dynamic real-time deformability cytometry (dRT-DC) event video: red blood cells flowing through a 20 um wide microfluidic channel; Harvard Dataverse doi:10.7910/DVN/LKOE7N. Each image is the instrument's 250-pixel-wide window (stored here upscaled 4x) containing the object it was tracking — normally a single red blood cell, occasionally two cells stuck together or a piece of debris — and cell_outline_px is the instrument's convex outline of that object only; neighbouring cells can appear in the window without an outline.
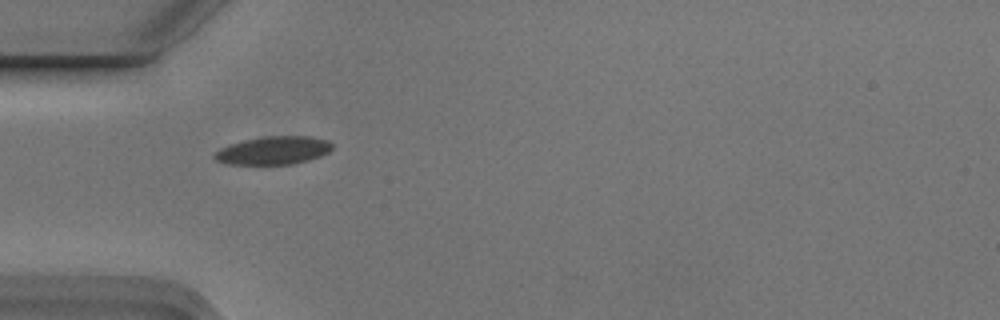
{"species": "Egyptian fruit bat (a non-hibernating species)", "species_latin": "Rousettus aegyptiacus", "temperature_condition": "cold", "stored_images_in_passage": 6, "camera_frame_rate_fps": 3000, "um_per_image_px": 0.085, "animal": {"sex": "male"}, "frame": {"image": 1, "passage_image": 5, "time_ms": 1.333, "image_size_px": [1000, 320], "cell_outline_px": [[332, 148], [328, 152], [320, 156], [308, 160], [292, 164], [224, 164], [216, 160], [212, 156], [220, 148], [244, 140], [264, 136], [312, 136], [328, 140], [332, 144]], "centroid_in_image_um": [23.24, 12.78], "position_along_channel_um": 61.8, "area_um2": 19.25}}
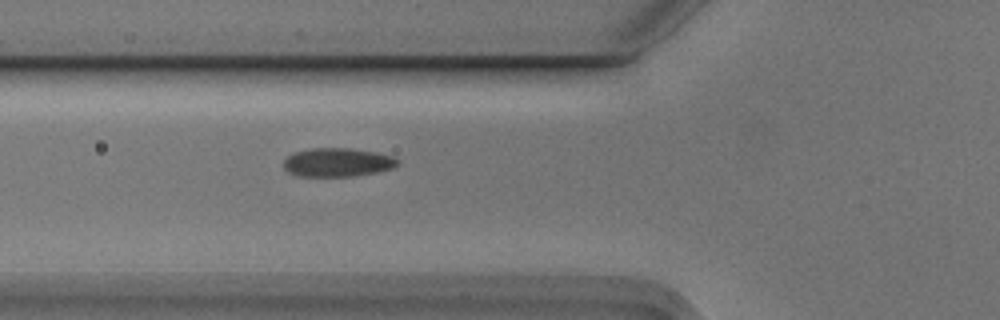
{"frame": {"image": 2, "passage_image": 6, "time_ms": 1.667, "image_size_px": [1000, 320], "cell_outline_px": [[400, 164], [392, 168], [376, 172], [352, 176], [296, 176], [288, 172], [284, 168], [284, 160], [288, 156], [296, 152], [312, 148], [348, 148], [376, 152], [392, 156], [400, 160]], "centroid_in_image_um": [28.7, 13.8], "position_along_channel_um": 97.1, "area_um2": 19.02}}